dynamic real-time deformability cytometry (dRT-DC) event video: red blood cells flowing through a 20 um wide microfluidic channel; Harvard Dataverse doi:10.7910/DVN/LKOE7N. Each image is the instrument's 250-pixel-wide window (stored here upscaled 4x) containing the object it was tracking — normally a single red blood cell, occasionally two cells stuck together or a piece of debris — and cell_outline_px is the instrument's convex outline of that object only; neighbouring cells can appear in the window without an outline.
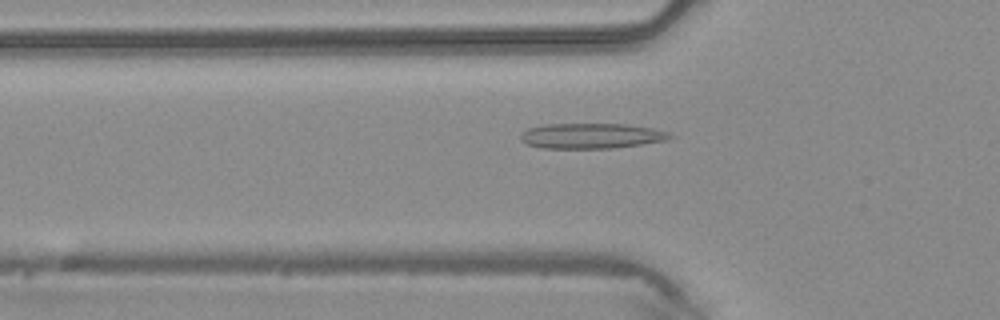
{"species": "common noctule bat (a hibernating species)", "species_latin": "Nyctalus noctula", "temperature_condition": "warm", "stored_images_in_passage": 44, "camera_frame_rate_fps": 3000, "um_per_image_px": 0.085, "animal": {"sex": "male", "body_mass_g": 20.4}, "frame": {"image": 1, "passage_image": 13, "time_ms": 4.0, "image_size_px": [1000, 320], "cell_outline_px": [[676, 136], [668, 140], [612, 148], [540, 148], [528, 144], [520, 140], [520, 136], [528, 128], [544, 124], [628, 124], [652, 128], [668, 132]], "centroid_in_image_um": [50.28, 11.54], "position_along_channel_um": 75.5, "area_um2": 22.02}}
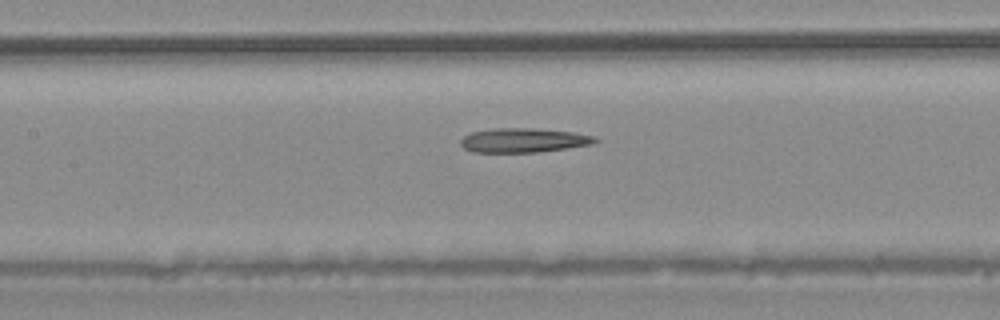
{"frame": {"image": 2, "passage_image": 19, "time_ms": 6.0, "image_size_px": [1000, 320], "cell_outline_px": [[600, 140], [592, 144], [568, 148], [536, 152], [472, 152], [464, 148], [460, 144], [460, 140], [464, 136], [472, 132], [492, 128], [532, 128], [572, 132], [596, 136]], "centroid_in_image_um": [44.5, 11.92], "position_along_channel_um": 162.9, "area_um2": 19.07}}
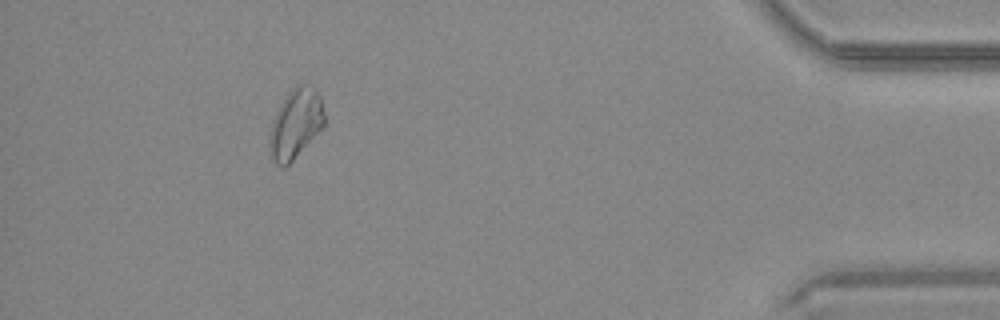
{"frame": {"image": 3, "passage_image": 40, "time_ms": 13.0, "image_size_px": [1000, 320], "cell_outline_px": [[324, 128], [284, 168], [280, 168], [276, 164], [272, 156], [268, 144], [268, 140], [272, 120], [280, 104], [288, 92], [296, 84], [312, 84], [316, 88], [320, 96], [324, 116]], "centroid_in_image_um": [25.13, 10.49], "position_along_channel_um": 410.1, "area_um2": 22.48}}